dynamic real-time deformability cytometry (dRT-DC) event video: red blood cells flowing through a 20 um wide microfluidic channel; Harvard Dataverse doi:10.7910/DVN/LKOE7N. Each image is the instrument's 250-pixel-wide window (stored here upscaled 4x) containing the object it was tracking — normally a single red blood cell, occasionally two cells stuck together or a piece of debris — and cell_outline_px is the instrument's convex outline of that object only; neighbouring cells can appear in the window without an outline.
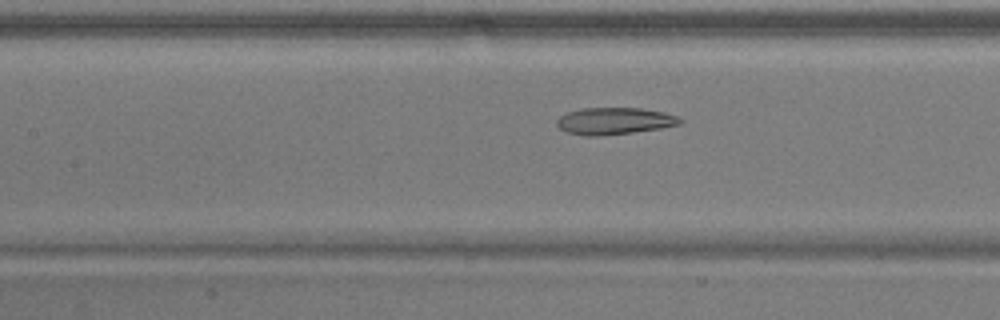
{"species": "common noctule bat (a hibernating species)", "species_latin": "Nyctalus noctula", "temperature_condition": "warm", "stored_images_in_passage": 51, "camera_frame_rate_fps": 3000, "um_per_image_px": 0.085, "animal": {"sex": "male", "body_mass_g": 17.9}, "frame": {"image": 1, "passage_image": 22, "time_ms": 7.0, "image_size_px": [1000, 320], "cell_outline_px": [[684, 120], [680, 124], [660, 128], [632, 132], [600, 136], [584, 136], [568, 132], [560, 128], [556, 124], [556, 120], [564, 112], [580, 108], [640, 108], [664, 112], [676, 116]], "centroid_in_image_um": [52.18, 10.28], "position_along_channel_um": 155.2, "area_um2": 19.36}}
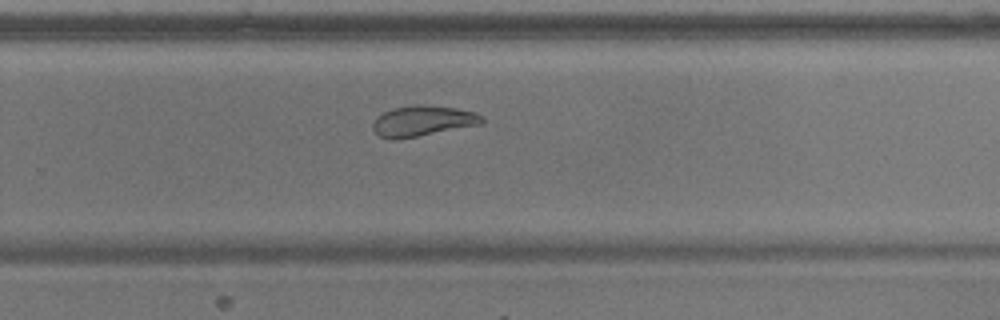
{"frame": {"image": 2, "passage_image": 33, "time_ms": 10.667, "image_size_px": [1000, 320], "cell_outline_px": [[484, 124], [416, 136], [392, 140], [380, 136], [372, 128], [372, 124], [376, 116], [392, 108], [416, 104], [452, 108], [476, 112], [484, 120]], "centroid_in_image_um": [35.91, 10.28], "position_along_channel_um": 293.9, "area_um2": 19.25}}
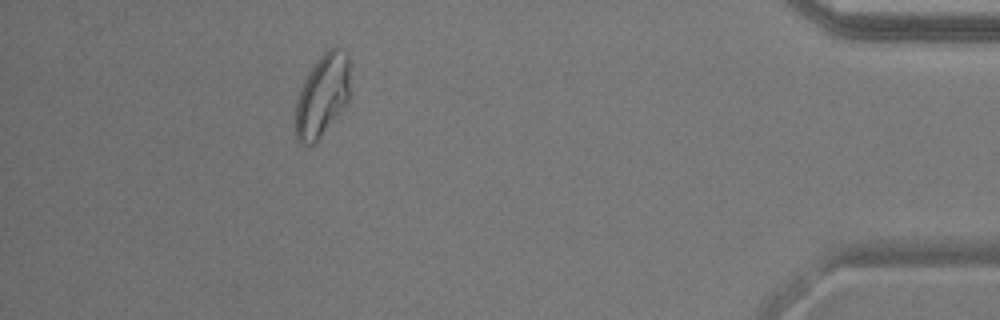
{"frame": {"image": 3, "passage_image": 46, "time_ms": 15.0, "image_size_px": [1000, 320], "cell_outline_px": [[348, 100], [316, 144], [300, 144], [296, 140], [296, 100], [304, 80], [308, 72], [320, 56], [328, 48], [336, 44], [348, 52]], "centroid_in_image_um": [27.38, 8.09], "position_along_channel_um": 407.8, "area_um2": 26.18}, "authors_computed_cell_mechanics": {"area_um2": 23.987, "velocity_mm_per_s": 3.801, "shape_relaxation_time_tau1_ms": 7.7172, "shape_relaxation_time_tau2_ms": 2.4122, "deformation_change_tau1": 0.1872, "deformation_change_tau2": 0.0931}}